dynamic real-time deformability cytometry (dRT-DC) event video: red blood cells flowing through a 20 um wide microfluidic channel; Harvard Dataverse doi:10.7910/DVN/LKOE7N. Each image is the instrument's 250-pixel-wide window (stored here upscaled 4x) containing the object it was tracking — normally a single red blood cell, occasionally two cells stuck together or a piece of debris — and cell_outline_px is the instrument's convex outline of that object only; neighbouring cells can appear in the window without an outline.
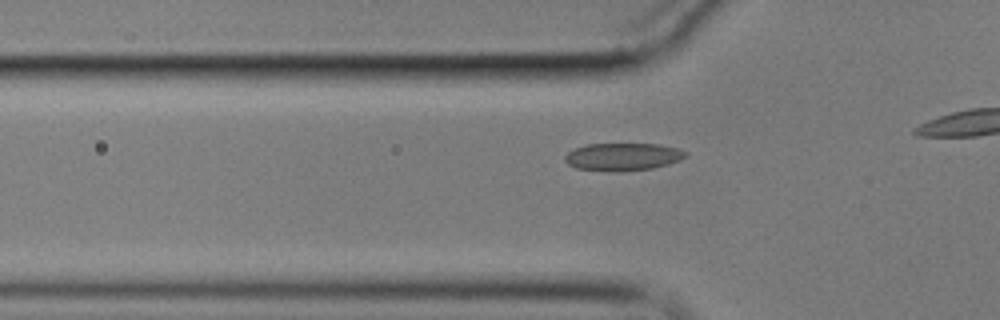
{"species": "common noctule bat (a hibernating species)", "species_latin": "Nyctalus noctula", "temperature_condition": "cold", "stored_images_in_passage": 39, "camera_frame_rate_fps": 3000, "um_per_image_px": 0.085, "animal": {"sex": "male", "body_mass_g": 17.9}, "frame": {"image": 1, "passage_image": 8, "time_ms": 2.333, "image_size_px": [1000, 320], "cell_outline_px": [[688, 156], [680, 160], [668, 164], [652, 168], [616, 172], [576, 168], [568, 164], [564, 160], [564, 156], [568, 152], [576, 148], [588, 144], [660, 144], [676, 148], [688, 152]], "centroid_in_image_um": [52.95, 13.32], "position_along_channel_um": 72.8, "area_um2": 19.42}}
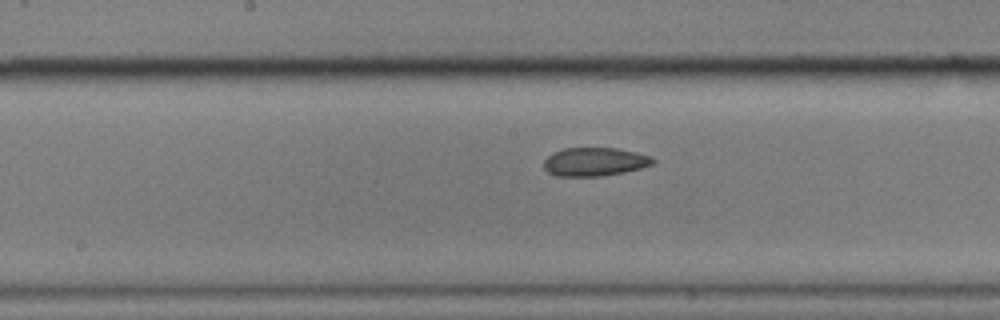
{"frame": {"image": 2, "passage_image": 19, "time_ms": 6.0, "image_size_px": [1000, 320], "cell_outline_px": [[656, 160], [652, 164], [640, 168], [624, 172], [600, 176], [556, 176], [548, 172], [544, 168], [544, 160], [552, 152], [564, 148], [616, 148], [636, 152], [652, 156]], "centroid_in_image_um": [50.54, 13.74], "position_along_channel_um": 197.7, "area_um2": 18.15}}
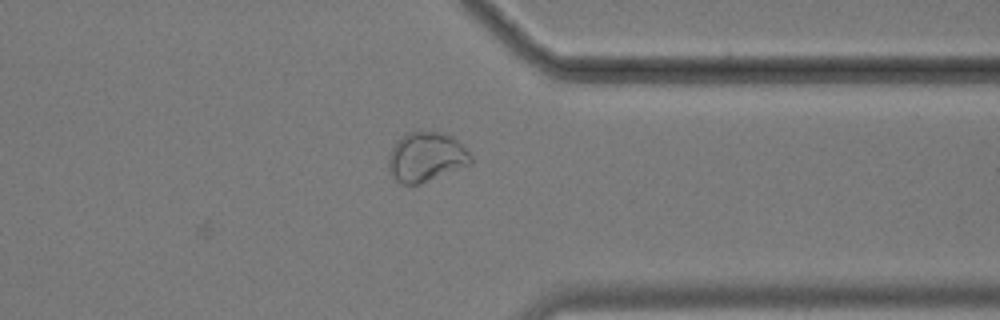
{"frame": {"image": 3, "passage_image": 35, "time_ms": 11.333, "image_size_px": [1000, 320], "cell_outline_px": [[472, 164], [420, 184], [400, 184], [388, 172], [388, 156], [392, 148], [408, 132], [444, 132], [452, 136], [472, 156]], "centroid_in_image_um": [36.22, 13.37], "position_along_channel_um": 375.2, "area_um2": 23.64}, "authors_computed_cell_mechanics": {"area_um2": 18.6116, "velocity_mm_per_s": 3.3945, "shape_relaxation_time_tau1_ms": null, "shape_relaxation_time_tau2_ms": 0.5674, "deformation_change_tau1": null, "deformation_change_tau2": 0.0431}}